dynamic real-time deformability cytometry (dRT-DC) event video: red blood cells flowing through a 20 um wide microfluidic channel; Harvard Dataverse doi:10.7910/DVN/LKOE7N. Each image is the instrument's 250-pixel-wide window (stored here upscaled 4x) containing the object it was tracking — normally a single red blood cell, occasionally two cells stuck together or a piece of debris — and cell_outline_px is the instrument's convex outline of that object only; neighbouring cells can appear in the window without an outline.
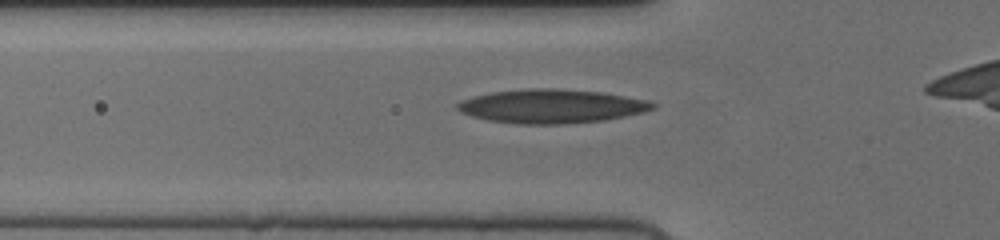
{"species": "human", "species_latin": "Homo sapiens", "temperature_condition": "cold", "stored_images_in_passage": 33, "camera_frame_rate_fps": 3000, "um_per_image_px": 0.085, "donor": {"sex": "female"}, "frame": {"image": 1, "passage_image": 5, "time_ms": 1.333, "image_size_px": [1000, 240], "cell_outline_px": [[656, 108], [644, 112], [604, 120], [560, 124], [516, 124], [488, 120], [472, 116], [460, 112], [456, 108], [456, 104], [460, 100], [472, 96], [492, 92], [528, 88], [556, 88], [600, 92], [648, 100], [656, 104]], "centroid_in_image_um": [46.84, 9.02], "position_along_channel_um": 79.0, "area_um2": 38.61}}
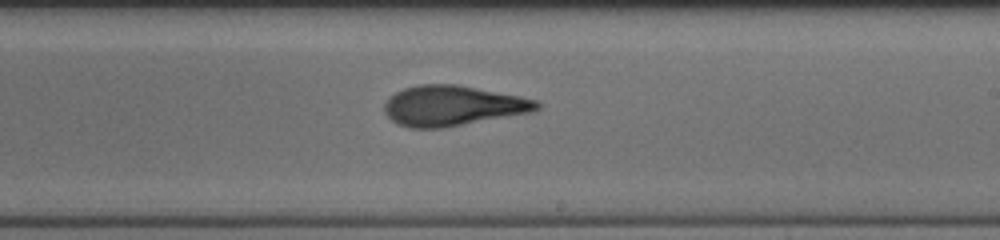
{"frame": {"image": 2, "passage_image": 18, "time_ms": 5.667, "image_size_px": [1000, 240], "cell_outline_px": [[544, 104], [540, 108], [532, 112], [444, 128], [408, 128], [392, 120], [384, 112], [384, 104], [396, 92], [404, 88], [420, 84], [456, 84], [520, 96], [536, 100]], "centroid_in_image_um": [38.51, 8.99], "position_along_channel_um": 250.5, "area_um2": 35.72}}
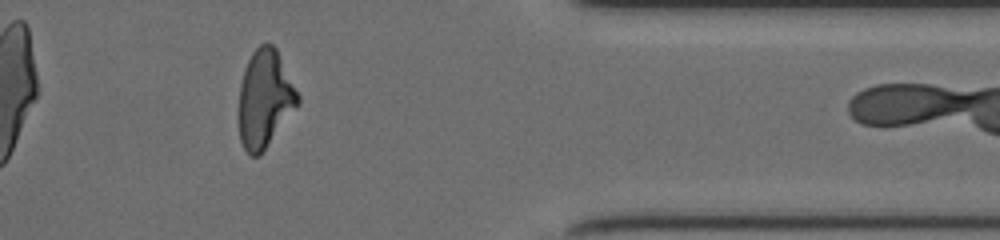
{"frame": {"image": 3, "passage_image": 30, "time_ms": 9.667, "image_size_px": [1000, 240], "cell_outline_px": [[300, 104], [260, 156], [248, 156], [240, 140], [240, 84], [244, 68], [252, 52], [260, 44], [272, 44], [276, 48], [300, 96]], "centroid_in_image_um": [22.53, 8.42], "position_along_channel_um": 388.9, "area_um2": 33.58}}